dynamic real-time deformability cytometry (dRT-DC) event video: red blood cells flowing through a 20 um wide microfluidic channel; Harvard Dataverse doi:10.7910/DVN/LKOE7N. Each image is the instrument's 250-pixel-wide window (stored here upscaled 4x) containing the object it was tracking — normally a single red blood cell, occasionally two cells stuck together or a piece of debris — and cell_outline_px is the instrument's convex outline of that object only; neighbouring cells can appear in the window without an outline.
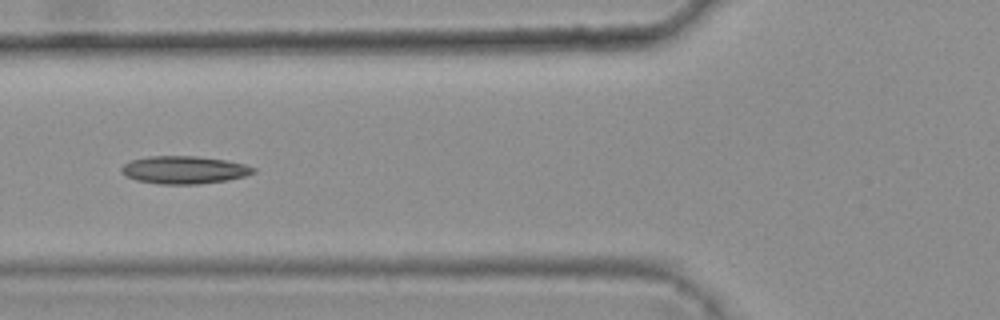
{"species": "common noctule bat (a hibernating species)", "species_latin": "Nyctalus noctula", "temperature_condition": "warm", "stored_images_in_passage": 45, "camera_frame_rate_fps": 3000, "um_per_image_px": 0.085, "animal": {"sex": "female", "body_mass_g": 25.1}, "frame": {"image": 1, "passage_image": 20, "time_ms": 6.333, "image_size_px": [1000, 320], "cell_outline_px": [[256, 172], [244, 176], [228, 180], [196, 184], [160, 184], [136, 180], [120, 172], [120, 168], [124, 164], [132, 160], [148, 156], [196, 156], [228, 160], [244, 164], [256, 168]], "centroid_in_image_um": [15.66, 14.43], "position_along_channel_um": 110.1, "area_um2": 21.33}}
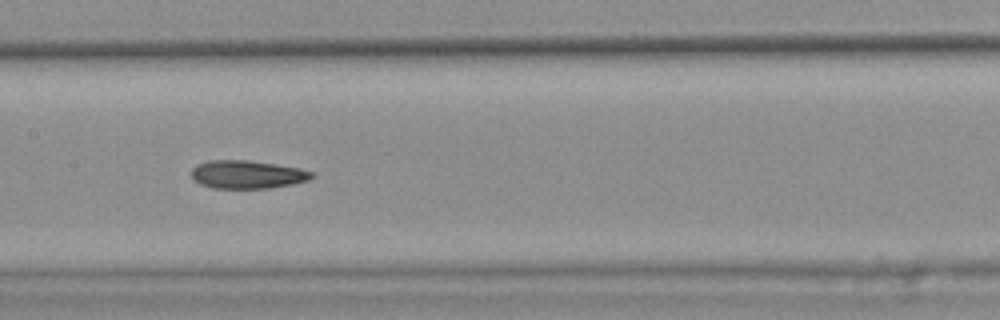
{"frame": {"image": 2, "passage_image": 26, "time_ms": 8.333, "image_size_px": [1000, 320], "cell_outline_px": [[316, 176], [308, 180], [292, 184], [272, 188], [212, 188], [200, 184], [192, 180], [192, 168], [196, 164], [208, 160], [248, 160], [276, 164], [300, 168], [312, 172]], "centroid_in_image_um": [21.0, 14.83], "position_along_channel_um": 186.4, "area_um2": 19.94}, "authors_computed_cell_mechanics": {"area_um2": 20.23, "velocity_mm_per_s": 3.8108, "shape_relaxation_time_tau1_ms": null, "shape_relaxation_time_tau2_ms": 6.3711, "deformation_change_tau1": null, "deformation_change_tau2": 0.1509}}